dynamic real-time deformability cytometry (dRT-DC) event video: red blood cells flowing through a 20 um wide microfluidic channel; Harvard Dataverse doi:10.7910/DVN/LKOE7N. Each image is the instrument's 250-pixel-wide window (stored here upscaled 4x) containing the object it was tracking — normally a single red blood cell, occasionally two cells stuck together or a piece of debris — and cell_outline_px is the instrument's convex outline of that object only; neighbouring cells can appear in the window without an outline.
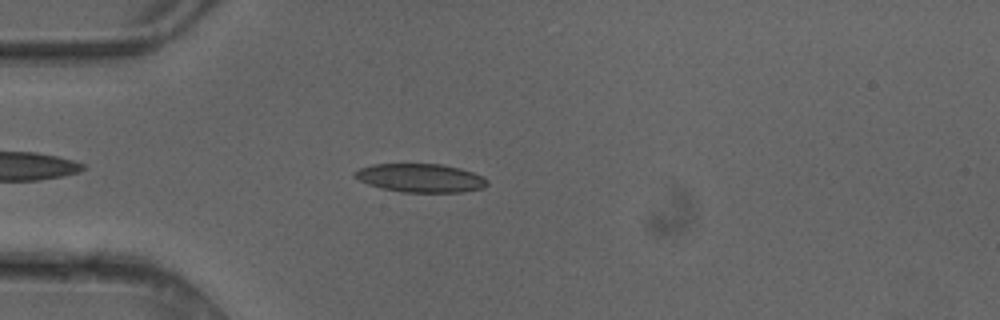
{"species": "common noctule bat (a hibernating species)", "species_latin": "Nyctalus noctula", "temperature_condition": "cold", "stored_images_in_passage": 1, "camera_frame_rate_fps": 3000, "um_per_image_px": 0.085, "animal": {"sex": "female"}, "frame": {"image": 1, "passage_image": 1, "time_ms": 0.0, "image_size_px": [1000, 320], "cell_outline_px": [[488, 184], [484, 188], [464, 192], [404, 192], [380, 188], [368, 184], [352, 176], [352, 172], [360, 168], [372, 164], [440, 164], [460, 168], [472, 172], [488, 180]], "centroid_in_image_um": [35.72, 15.13], "position_along_channel_um": 49.3, "area_um2": 22.08}}